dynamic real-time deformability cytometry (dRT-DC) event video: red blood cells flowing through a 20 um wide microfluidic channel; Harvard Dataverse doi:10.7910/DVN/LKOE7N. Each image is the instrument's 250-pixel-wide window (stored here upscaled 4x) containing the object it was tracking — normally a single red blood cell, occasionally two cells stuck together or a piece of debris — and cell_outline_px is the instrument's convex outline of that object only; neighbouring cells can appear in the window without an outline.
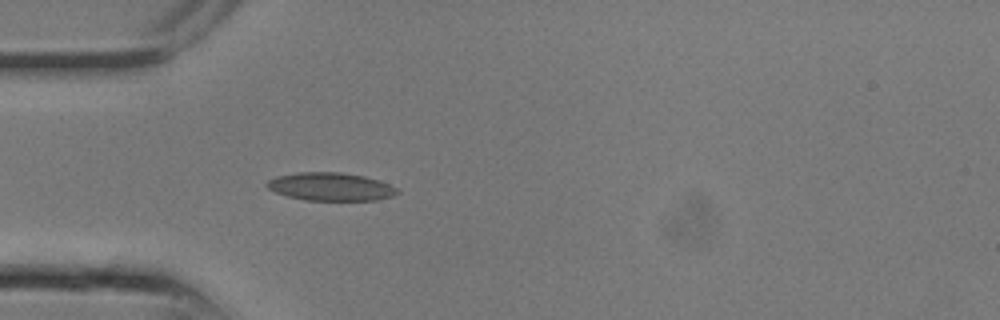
{"species": "common noctule bat (a hibernating species)", "species_latin": "Nyctalus noctula", "temperature_condition": "room temperature", "stored_images_in_passage": 1, "camera_frame_rate_fps": 3000, "um_per_image_px": 0.085, "animal": {"sex": "male", "body_mass_g": 13.3}, "frame": {"image": 1, "passage_image": 1, "time_ms": 0.0, "image_size_px": [1000, 320], "cell_outline_px": [[400, 192], [392, 196], [376, 200], [304, 200], [288, 196], [276, 192], [268, 188], [264, 184], [268, 180], [276, 176], [296, 172], [340, 172], [364, 176], [380, 180], [396, 188]], "centroid_in_image_um": [28.09, 15.86], "position_along_channel_um": 56.9, "area_um2": 21.33}}